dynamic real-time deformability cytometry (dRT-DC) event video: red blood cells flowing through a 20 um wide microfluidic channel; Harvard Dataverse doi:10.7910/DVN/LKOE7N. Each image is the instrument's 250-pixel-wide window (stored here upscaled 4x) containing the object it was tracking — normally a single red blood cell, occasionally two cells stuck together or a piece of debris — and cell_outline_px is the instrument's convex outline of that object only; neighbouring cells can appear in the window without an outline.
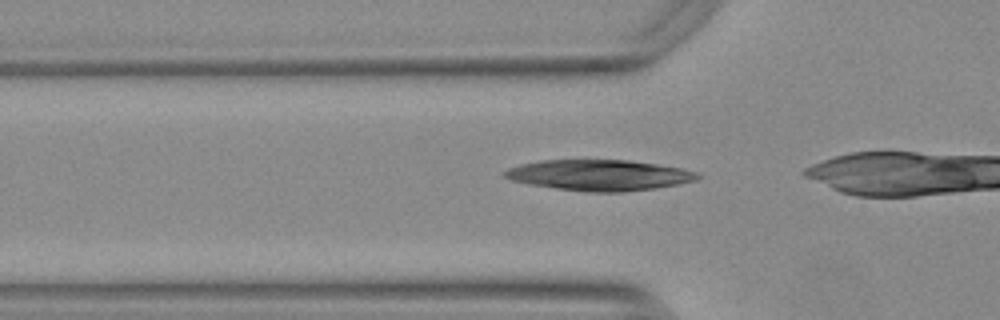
{"species": "Egyptian fruit bat (a non-hibernating species)", "species_latin": "Rousettus aegyptiacus", "temperature_condition": "warm", "stored_images_in_passage": 24, "camera_frame_rate_fps": 3000, "um_per_image_px": 0.085, "animal": {"sex": "female"}, "frame": {"image": 1, "passage_image": 5, "time_ms": 1.333, "image_size_px": [1000, 320], "cell_outline_px": [[700, 176], [696, 180], [676, 184], [652, 188], [620, 192], [588, 192], [556, 188], [528, 184], [512, 180], [504, 176], [500, 172], [508, 168], [520, 164], [540, 160], [628, 160], [656, 164], [680, 168], [696, 172]], "centroid_in_image_um": [50.86, 14.88], "position_along_channel_um": 74.9, "area_um2": 34.33}}
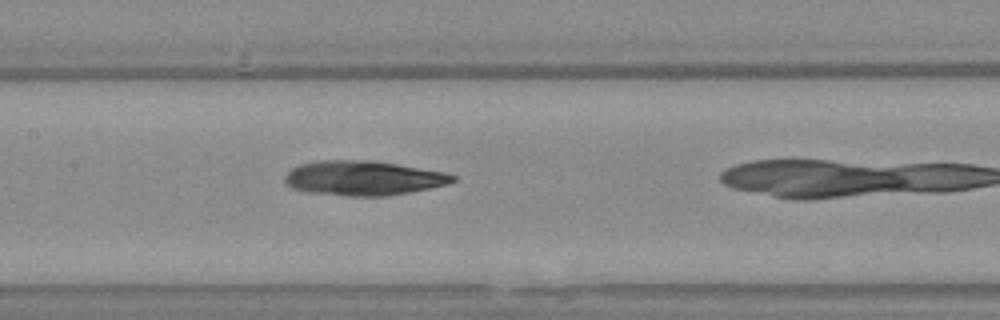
{"frame": {"image": 2, "passage_image": 13, "time_ms": 4.0, "image_size_px": [1000, 320], "cell_outline_px": [[456, 180], [448, 184], [408, 192], [384, 196], [348, 196], [308, 192], [292, 188], [284, 180], [284, 176], [292, 168], [300, 164], [320, 160], [372, 160], [444, 172], [456, 176]], "centroid_in_image_um": [30.85, 15.13], "position_along_channel_um": 176.5, "area_um2": 33.64}}
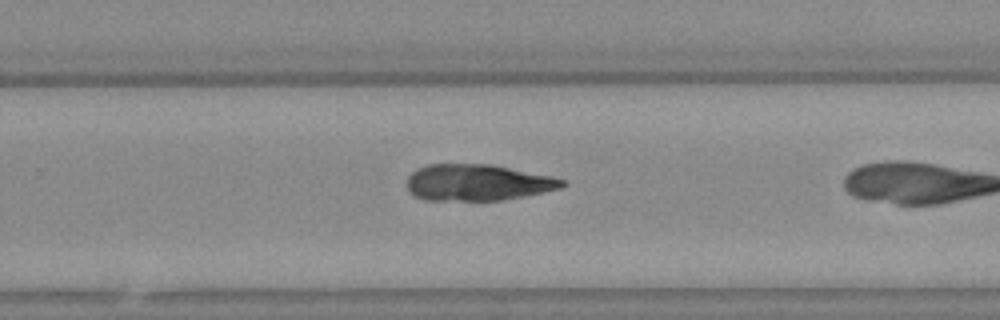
{"frame": {"image": 3, "passage_image": 22, "time_ms": 7.0, "image_size_px": [1000, 320], "cell_outline_px": [[568, 184], [560, 188], [544, 192], [504, 200], [424, 200], [416, 196], [408, 188], [408, 176], [416, 168], [428, 164], [492, 164], [552, 176], [564, 180]], "centroid_in_image_um": [40.62, 15.51], "position_along_channel_um": 289.2, "area_um2": 32.95}}